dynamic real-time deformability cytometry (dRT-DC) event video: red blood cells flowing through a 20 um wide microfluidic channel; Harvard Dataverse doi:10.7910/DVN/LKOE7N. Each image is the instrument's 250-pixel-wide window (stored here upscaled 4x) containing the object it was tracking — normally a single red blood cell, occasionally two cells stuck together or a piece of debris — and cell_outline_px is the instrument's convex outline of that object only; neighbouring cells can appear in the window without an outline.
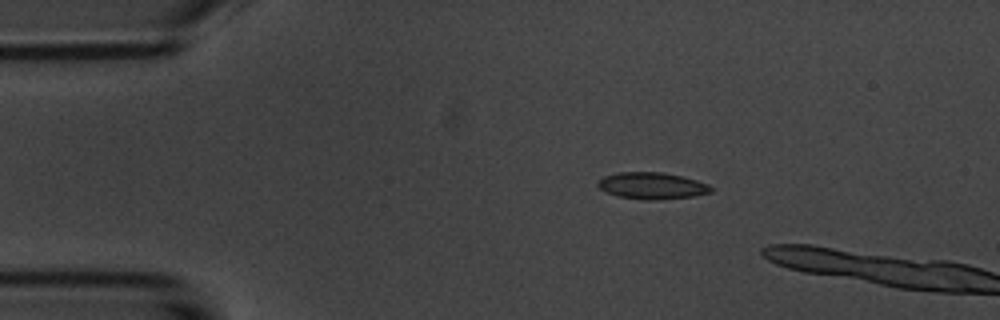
{"species": "common noctule bat (a hibernating species)", "species_latin": "Nyctalus noctula", "temperature_condition": "room temperature", "stored_images_in_passage": 3, "camera_frame_rate_fps": 3000, "um_per_image_px": 0.085, "animal": {"sex": "male", "body_mass_g": 20.1, "forearm_length_mm": 53.5}, "frame": {"image": 1, "passage_image": 2, "time_ms": 1.0, "image_size_px": [1000, 320], "cell_outline_px": [[712, 192], [696, 196], [660, 200], [640, 200], [620, 196], [608, 192], [600, 188], [596, 184], [596, 180], [604, 176], [620, 172], [664, 172], [696, 180], [708, 184], [712, 188]], "centroid_in_image_um": [55.42, 15.79], "position_along_channel_um": 29.6, "area_um2": 17.69}}